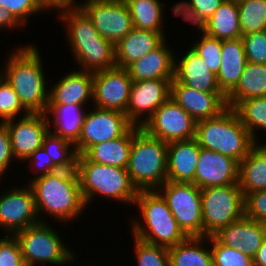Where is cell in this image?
<instances>
[{"label": "cell", "mask_w": 266, "mask_h": 266, "mask_svg": "<svg viewBox=\"0 0 266 266\" xmlns=\"http://www.w3.org/2000/svg\"><path fill=\"white\" fill-rule=\"evenodd\" d=\"M42 58L35 43L19 44L9 51L0 67V74L15 90L28 113L45 114L48 107L50 87Z\"/></svg>", "instance_id": "obj_1"}, {"label": "cell", "mask_w": 266, "mask_h": 266, "mask_svg": "<svg viewBox=\"0 0 266 266\" xmlns=\"http://www.w3.org/2000/svg\"><path fill=\"white\" fill-rule=\"evenodd\" d=\"M27 184L33 190L40 222L50 221L42 216L45 214L63 226L73 224L87 211L76 170H59L33 178Z\"/></svg>", "instance_id": "obj_2"}, {"label": "cell", "mask_w": 266, "mask_h": 266, "mask_svg": "<svg viewBox=\"0 0 266 266\" xmlns=\"http://www.w3.org/2000/svg\"><path fill=\"white\" fill-rule=\"evenodd\" d=\"M57 16L59 22L65 25L67 47L73 56L72 61L79 66L75 68L97 72L116 66L115 45L101 37L81 7L61 11Z\"/></svg>", "instance_id": "obj_3"}, {"label": "cell", "mask_w": 266, "mask_h": 266, "mask_svg": "<svg viewBox=\"0 0 266 266\" xmlns=\"http://www.w3.org/2000/svg\"><path fill=\"white\" fill-rule=\"evenodd\" d=\"M134 207L137 208L140 218L131 216L128 221L131 223L132 236L167 248L187 238L179 228L166 200L157 190L138 191Z\"/></svg>", "instance_id": "obj_4"}, {"label": "cell", "mask_w": 266, "mask_h": 266, "mask_svg": "<svg viewBox=\"0 0 266 266\" xmlns=\"http://www.w3.org/2000/svg\"><path fill=\"white\" fill-rule=\"evenodd\" d=\"M76 171L82 197L89 209L98 196L134 206L138 190L132 184L127 169L97 164L77 155Z\"/></svg>", "instance_id": "obj_5"}, {"label": "cell", "mask_w": 266, "mask_h": 266, "mask_svg": "<svg viewBox=\"0 0 266 266\" xmlns=\"http://www.w3.org/2000/svg\"><path fill=\"white\" fill-rule=\"evenodd\" d=\"M201 148L231 157L240 163L255 144L233 108L196 122L195 138Z\"/></svg>", "instance_id": "obj_6"}, {"label": "cell", "mask_w": 266, "mask_h": 266, "mask_svg": "<svg viewBox=\"0 0 266 266\" xmlns=\"http://www.w3.org/2000/svg\"><path fill=\"white\" fill-rule=\"evenodd\" d=\"M168 143L133 125L127 172L138 191L157 190L167 181Z\"/></svg>", "instance_id": "obj_7"}, {"label": "cell", "mask_w": 266, "mask_h": 266, "mask_svg": "<svg viewBox=\"0 0 266 266\" xmlns=\"http://www.w3.org/2000/svg\"><path fill=\"white\" fill-rule=\"evenodd\" d=\"M60 234L51 222H39L16 232L25 265L68 266L76 262L78 256Z\"/></svg>", "instance_id": "obj_8"}, {"label": "cell", "mask_w": 266, "mask_h": 266, "mask_svg": "<svg viewBox=\"0 0 266 266\" xmlns=\"http://www.w3.org/2000/svg\"><path fill=\"white\" fill-rule=\"evenodd\" d=\"M201 205L205 237L244 217V194L239 184L202 188Z\"/></svg>", "instance_id": "obj_9"}, {"label": "cell", "mask_w": 266, "mask_h": 266, "mask_svg": "<svg viewBox=\"0 0 266 266\" xmlns=\"http://www.w3.org/2000/svg\"><path fill=\"white\" fill-rule=\"evenodd\" d=\"M157 191L166 200L184 234L187 237H202L201 189L194 183L166 181Z\"/></svg>", "instance_id": "obj_10"}, {"label": "cell", "mask_w": 266, "mask_h": 266, "mask_svg": "<svg viewBox=\"0 0 266 266\" xmlns=\"http://www.w3.org/2000/svg\"><path fill=\"white\" fill-rule=\"evenodd\" d=\"M91 108L87 111L78 142L74 145L77 155H82L94 144L123 136L133 126L124 112Z\"/></svg>", "instance_id": "obj_11"}, {"label": "cell", "mask_w": 266, "mask_h": 266, "mask_svg": "<svg viewBox=\"0 0 266 266\" xmlns=\"http://www.w3.org/2000/svg\"><path fill=\"white\" fill-rule=\"evenodd\" d=\"M17 186L0 192V229L5 235H14L40 222L31 186Z\"/></svg>", "instance_id": "obj_12"}, {"label": "cell", "mask_w": 266, "mask_h": 266, "mask_svg": "<svg viewBox=\"0 0 266 266\" xmlns=\"http://www.w3.org/2000/svg\"><path fill=\"white\" fill-rule=\"evenodd\" d=\"M141 128L149 136L170 143L194 139L196 121L169 97Z\"/></svg>", "instance_id": "obj_13"}, {"label": "cell", "mask_w": 266, "mask_h": 266, "mask_svg": "<svg viewBox=\"0 0 266 266\" xmlns=\"http://www.w3.org/2000/svg\"><path fill=\"white\" fill-rule=\"evenodd\" d=\"M81 8L90 17L95 29L116 45L132 29V17L124 0H91Z\"/></svg>", "instance_id": "obj_14"}, {"label": "cell", "mask_w": 266, "mask_h": 266, "mask_svg": "<svg viewBox=\"0 0 266 266\" xmlns=\"http://www.w3.org/2000/svg\"><path fill=\"white\" fill-rule=\"evenodd\" d=\"M133 80L126 68L93 72L92 107L124 112L126 114Z\"/></svg>", "instance_id": "obj_15"}, {"label": "cell", "mask_w": 266, "mask_h": 266, "mask_svg": "<svg viewBox=\"0 0 266 266\" xmlns=\"http://www.w3.org/2000/svg\"><path fill=\"white\" fill-rule=\"evenodd\" d=\"M173 79H153L132 83L126 115L135 126L142 127L170 97Z\"/></svg>", "instance_id": "obj_16"}, {"label": "cell", "mask_w": 266, "mask_h": 266, "mask_svg": "<svg viewBox=\"0 0 266 266\" xmlns=\"http://www.w3.org/2000/svg\"><path fill=\"white\" fill-rule=\"evenodd\" d=\"M8 129L14 158L19 164L26 161L31 153L42 147L48 134V122L45 114L28 113L3 122Z\"/></svg>", "instance_id": "obj_17"}, {"label": "cell", "mask_w": 266, "mask_h": 266, "mask_svg": "<svg viewBox=\"0 0 266 266\" xmlns=\"http://www.w3.org/2000/svg\"><path fill=\"white\" fill-rule=\"evenodd\" d=\"M173 99L196 122L218 116L227 108L223 93H206L178 82L175 78L170 85Z\"/></svg>", "instance_id": "obj_18"}, {"label": "cell", "mask_w": 266, "mask_h": 266, "mask_svg": "<svg viewBox=\"0 0 266 266\" xmlns=\"http://www.w3.org/2000/svg\"><path fill=\"white\" fill-rule=\"evenodd\" d=\"M239 163L231 157L201 148L194 184L202 189L238 184Z\"/></svg>", "instance_id": "obj_19"}, {"label": "cell", "mask_w": 266, "mask_h": 266, "mask_svg": "<svg viewBox=\"0 0 266 266\" xmlns=\"http://www.w3.org/2000/svg\"><path fill=\"white\" fill-rule=\"evenodd\" d=\"M213 236L221 244L238 249L253 259L266 239V223L244 216L223 227Z\"/></svg>", "instance_id": "obj_20"}, {"label": "cell", "mask_w": 266, "mask_h": 266, "mask_svg": "<svg viewBox=\"0 0 266 266\" xmlns=\"http://www.w3.org/2000/svg\"><path fill=\"white\" fill-rule=\"evenodd\" d=\"M167 41V42H166ZM166 38L141 59L133 61L126 69L133 82L153 79H174L175 54Z\"/></svg>", "instance_id": "obj_21"}, {"label": "cell", "mask_w": 266, "mask_h": 266, "mask_svg": "<svg viewBox=\"0 0 266 266\" xmlns=\"http://www.w3.org/2000/svg\"><path fill=\"white\" fill-rule=\"evenodd\" d=\"M55 82L49 86L48 104L89 106L93 103V72L75 68Z\"/></svg>", "instance_id": "obj_22"}, {"label": "cell", "mask_w": 266, "mask_h": 266, "mask_svg": "<svg viewBox=\"0 0 266 266\" xmlns=\"http://www.w3.org/2000/svg\"><path fill=\"white\" fill-rule=\"evenodd\" d=\"M182 58L175 55V79L191 88L206 93H222L216 75L203 59L189 47ZM179 59V60H178Z\"/></svg>", "instance_id": "obj_23"}, {"label": "cell", "mask_w": 266, "mask_h": 266, "mask_svg": "<svg viewBox=\"0 0 266 266\" xmlns=\"http://www.w3.org/2000/svg\"><path fill=\"white\" fill-rule=\"evenodd\" d=\"M200 150L195 139L168 143L167 181L194 183Z\"/></svg>", "instance_id": "obj_24"}, {"label": "cell", "mask_w": 266, "mask_h": 266, "mask_svg": "<svg viewBox=\"0 0 266 266\" xmlns=\"http://www.w3.org/2000/svg\"><path fill=\"white\" fill-rule=\"evenodd\" d=\"M85 107L80 104H48L45 115L49 132L75 145L88 111Z\"/></svg>", "instance_id": "obj_25"}, {"label": "cell", "mask_w": 266, "mask_h": 266, "mask_svg": "<svg viewBox=\"0 0 266 266\" xmlns=\"http://www.w3.org/2000/svg\"><path fill=\"white\" fill-rule=\"evenodd\" d=\"M166 32H154L133 28L115 45L116 66L126 68L155 49L167 36Z\"/></svg>", "instance_id": "obj_26"}, {"label": "cell", "mask_w": 266, "mask_h": 266, "mask_svg": "<svg viewBox=\"0 0 266 266\" xmlns=\"http://www.w3.org/2000/svg\"><path fill=\"white\" fill-rule=\"evenodd\" d=\"M222 62L216 75L220 91L227 97L239 83L247 63L241 38L222 40Z\"/></svg>", "instance_id": "obj_27"}, {"label": "cell", "mask_w": 266, "mask_h": 266, "mask_svg": "<svg viewBox=\"0 0 266 266\" xmlns=\"http://www.w3.org/2000/svg\"><path fill=\"white\" fill-rule=\"evenodd\" d=\"M255 143L249 154L239 163L238 184L244 196L266 190V142Z\"/></svg>", "instance_id": "obj_28"}, {"label": "cell", "mask_w": 266, "mask_h": 266, "mask_svg": "<svg viewBox=\"0 0 266 266\" xmlns=\"http://www.w3.org/2000/svg\"><path fill=\"white\" fill-rule=\"evenodd\" d=\"M133 139V126L121 137L94 144L82 155L91 162L127 169Z\"/></svg>", "instance_id": "obj_29"}, {"label": "cell", "mask_w": 266, "mask_h": 266, "mask_svg": "<svg viewBox=\"0 0 266 266\" xmlns=\"http://www.w3.org/2000/svg\"><path fill=\"white\" fill-rule=\"evenodd\" d=\"M199 29L219 40L241 38L237 0H225Z\"/></svg>", "instance_id": "obj_30"}, {"label": "cell", "mask_w": 266, "mask_h": 266, "mask_svg": "<svg viewBox=\"0 0 266 266\" xmlns=\"http://www.w3.org/2000/svg\"><path fill=\"white\" fill-rule=\"evenodd\" d=\"M168 253L170 266H213L210 237H187Z\"/></svg>", "instance_id": "obj_31"}, {"label": "cell", "mask_w": 266, "mask_h": 266, "mask_svg": "<svg viewBox=\"0 0 266 266\" xmlns=\"http://www.w3.org/2000/svg\"><path fill=\"white\" fill-rule=\"evenodd\" d=\"M256 97H266V64L247 62L239 83L226 97V104L233 108L239 101Z\"/></svg>", "instance_id": "obj_32"}, {"label": "cell", "mask_w": 266, "mask_h": 266, "mask_svg": "<svg viewBox=\"0 0 266 266\" xmlns=\"http://www.w3.org/2000/svg\"><path fill=\"white\" fill-rule=\"evenodd\" d=\"M132 17L133 28L165 32L164 2L161 0H124ZM164 19V20H163Z\"/></svg>", "instance_id": "obj_33"}, {"label": "cell", "mask_w": 266, "mask_h": 266, "mask_svg": "<svg viewBox=\"0 0 266 266\" xmlns=\"http://www.w3.org/2000/svg\"><path fill=\"white\" fill-rule=\"evenodd\" d=\"M233 109L254 142L259 143L260 140L257 135L262 130L266 133V97L249 98L239 101Z\"/></svg>", "instance_id": "obj_34"}, {"label": "cell", "mask_w": 266, "mask_h": 266, "mask_svg": "<svg viewBox=\"0 0 266 266\" xmlns=\"http://www.w3.org/2000/svg\"><path fill=\"white\" fill-rule=\"evenodd\" d=\"M225 0H181L171 6L175 17H182L199 29Z\"/></svg>", "instance_id": "obj_35"}, {"label": "cell", "mask_w": 266, "mask_h": 266, "mask_svg": "<svg viewBox=\"0 0 266 266\" xmlns=\"http://www.w3.org/2000/svg\"><path fill=\"white\" fill-rule=\"evenodd\" d=\"M242 36L266 30V0H237Z\"/></svg>", "instance_id": "obj_36"}, {"label": "cell", "mask_w": 266, "mask_h": 266, "mask_svg": "<svg viewBox=\"0 0 266 266\" xmlns=\"http://www.w3.org/2000/svg\"><path fill=\"white\" fill-rule=\"evenodd\" d=\"M42 147L59 170H76L77 153L72 143L48 132Z\"/></svg>", "instance_id": "obj_37"}, {"label": "cell", "mask_w": 266, "mask_h": 266, "mask_svg": "<svg viewBox=\"0 0 266 266\" xmlns=\"http://www.w3.org/2000/svg\"><path fill=\"white\" fill-rule=\"evenodd\" d=\"M196 33L200 32V37L190 44V47L207 64L208 69L217 75L222 62V40L206 35L200 29H194Z\"/></svg>", "instance_id": "obj_38"}, {"label": "cell", "mask_w": 266, "mask_h": 266, "mask_svg": "<svg viewBox=\"0 0 266 266\" xmlns=\"http://www.w3.org/2000/svg\"><path fill=\"white\" fill-rule=\"evenodd\" d=\"M132 239L136 266H170L167 247L144 242L135 236Z\"/></svg>", "instance_id": "obj_39"}, {"label": "cell", "mask_w": 266, "mask_h": 266, "mask_svg": "<svg viewBox=\"0 0 266 266\" xmlns=\"http://www.w3.org/2000/svg\"><path fill=\"white\" fill-rule=\"evenodd\" d=\"M210 248L213 266H253L251 257L221 244L214 236H210Z\"/></svg>", "instance_id": "obj_40"}, {"label": "cell", "mask_w": 266, "mask_h": 266, "mask_svg": "<svg viewBox=\"0 0 266 266\" xmlns=\"http://www.w3.org/2000/svg\"><path fill=\"white\" fill-rule=\"evenodd\" d=\"M27 114L15 90L0 74V123Z\"/></svg>", "instance_id": "obj_41"}, {"label": "cell", "mask_w": 266, "mask_h": 266, "mask_svg": "<svg viewBox=\"0 0 266 266\" xmlns=\"http://www.w3.org/2000/svg\"><path fill=\"white\" fill-rule=\"evenodd\" d=\"M0 7L11 12L24 27L29 23L30 17L44 12L39 0H0Z\"/></svg>", "instance_id": "obj_42"}, {"label": "cell", "mask_w": 266, "mask_h": 266, "mask_svg": "<svg viewBox=\"0 0 266 266\" xmlns=\"http://www.w3.org/2000/svg\"><path fill=\"white\" fill-rule=\"evenodd\" d=\"M247 62L266 64V30L242 36Z\"/></svg>", "instance_id": "obj_43"}, {"label": "cell", "mask_w": 266, "mask_h": 266, "mask_svg": "<svg viewBox=\"0 0 266 266\" xmlns=\"http://www.w3.org/2000/svg\"><path fill=\"white\" fill-rule=\"evenodd\" d=\"M0 266H26L14 235L0 236Z\"/></svg>", "instance_id": "obj_44"}, {"label": "cell", "mask_w": 266, "mask_h": 266, "mask_svg": "<svg viewBox=\"0 0 266 266\" xmlns=\"http://www.w3.org/2000/svg\"><path fill=\"white\" fill-rule=\"evenodd\" d=\"M244 204L245 217L266 223V190L247 193Z\"/></svg>", "instance_id": "obj_45"}, {"label": "cell", "mask_w": 266, "mask_h": 266, "mask_svg": "<svg viewBox=\"0 0 266 266\" xmlns=\"http://www.w3.org/2000/svg\"><path fill=\"white\" fill-rule=\"evenodd\" d=\"M25 162L26 164H29V169L32 171L31 173L35 174H32L34 177H28L30 178L29 180H27L28 183L33 178L59 171V169L53 164L52 159L45 152L43 147H40L33 153H31Z\"/></svg>", "instance_id": "obj_46"}, {"label": "cell", "mask_w": 266, "mask_h": 266, "mask_svg": "<svg viewBox=\"0 0 266 266\" xmlns=\"http://www.w3.org/2000/svg\"><path fill=\"white\" fill-rule=\"evenodd\" d=\"M14 161L16 160L12 152L7 126L4 123H0V179L3 180V175L5 176V173L10 171L9 169Z\"/></svg>", "instance_id": "obj_47"}, {"label": "cell", "mask_w": 266, "mask_h": 266, "mask_svg": "<svg viewBox=\"0 0 266 266\" xmlns=\"http://www.w3.org/2000/svg\"><path fill=\"white\" fill-rule=\"evenodd\" d=\"M40 7L44 10V13L50 11L53 13V9L59 13L68 9L80 8L82 3L78 0H39Z\"/></svg>", "instance_id": "obj_48"}, {"label": "cell", "mask_w": 266, "mask_h": 266, "mask_svg": "<svg viewBox=\"0 0 266 266\" xmlns=\"http://www.w3.org/2000/svg\"><path fill=\"white\" fill-rule=\"evenodd\" d=\"M20 30L23 25L14 17V15L9 12L6 8L0 7V29L10 30L11 32L15 29ZM7 28V29H6Z\"/></svg>", "instance_id": "obj_49"}, {"label": "cell", "mask_w": 266, "mask_h": 266, "mask_svg": "<svg viewBox=\"0 0 266 266\" xmlns=\"http://www.w3.org/2000/svg\"><path fill=\"white\" fill-rule=\"evenodd\" d=\"M253 266H266V239L253 258Z\"/></svg>", "instance_id": "obj_50"}]
</instances>
